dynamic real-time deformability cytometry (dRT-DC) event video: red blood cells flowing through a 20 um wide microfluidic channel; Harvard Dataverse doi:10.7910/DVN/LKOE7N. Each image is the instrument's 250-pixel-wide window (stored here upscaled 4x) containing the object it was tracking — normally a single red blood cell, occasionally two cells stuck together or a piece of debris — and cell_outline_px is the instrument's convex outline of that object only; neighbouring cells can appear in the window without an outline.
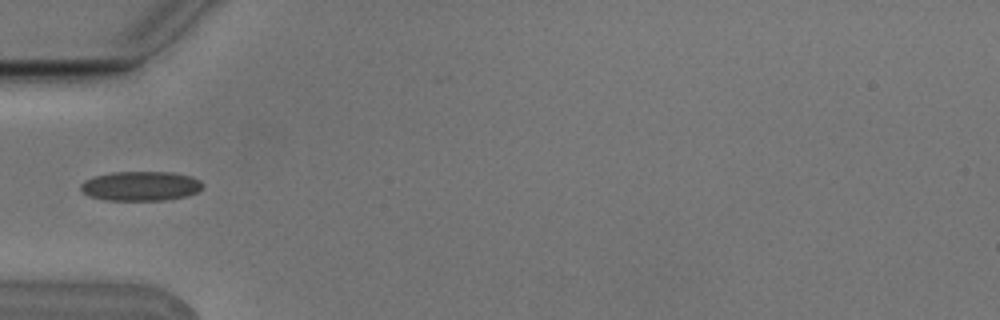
{"species": "Egyptian fruit bat (a non-hibernating species)", "species_latin": "Rousettus aegyptiacus", "temperature_condition": "cold", "stored_images_in_passage": 2, "camera_frame_rate_fps": 3000, "um_per_image_px": 0.085, "animal": {"sex": "male"}, "frame": {"image": 1, "passage_image": 2, "time_ms": 0.333, "image_size_px": [1000, 320], "cell_outline_px": [[204, 184], [196, 192], [188, 196], [164, 200], [104, 200], [88, 196], [80, 188], [80, 184], [84, 180], [96, 176], [112, 172], [172, 172], [192, 176], [200, 180]], "centroid_in_image_um": [11.96, 15.81], "position_along_channel_um": 73.0, "area_um2": 21.04}}